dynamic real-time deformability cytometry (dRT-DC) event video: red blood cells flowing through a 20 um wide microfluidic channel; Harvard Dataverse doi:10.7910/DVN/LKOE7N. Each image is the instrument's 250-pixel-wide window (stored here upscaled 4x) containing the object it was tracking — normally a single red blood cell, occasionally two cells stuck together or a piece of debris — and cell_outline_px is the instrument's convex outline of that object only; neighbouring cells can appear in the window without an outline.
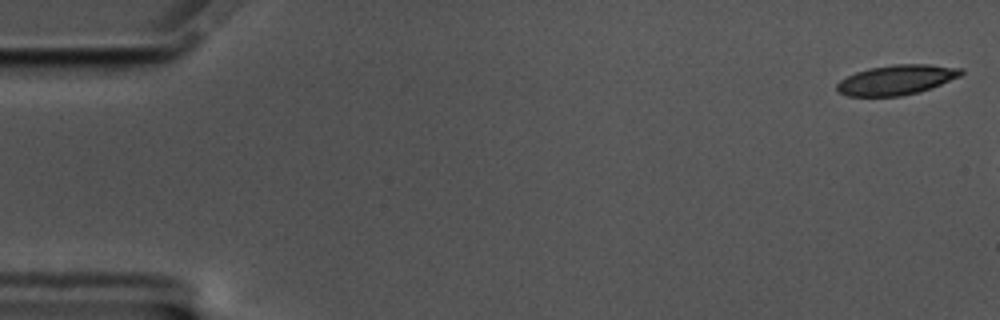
{"species": "common noctule bat (a hibernating species)", "species_latin": "Nyctalus noctula", "temperature_condition": "cold", "stored_images_in_passage": 8, "camera_frame_rate_fps": 3000, "um_per_image_px": 0.085, "animal": {"sex": "male", "body_mass_g": 17.5, "forearm_length_mm": 52.3}, "frame": {"image": 1, "passage_image": 1, "time_ms": 0.0, "image_size_px": [1000, 320], "cell_outline_px": [[964, 72], [960, 76], [932, 88], [920, 92], [900, 96], [848, 96], [840, 92], [836, 88], [836, 84], [840, 80], [856, 72], [868, 68], [892, 64], [928, 64], [964, 68]], "centroid_in_image_um": [76.23, 6.78], "position_along_channel_um": 8.8, "area_um2": 21.73}}